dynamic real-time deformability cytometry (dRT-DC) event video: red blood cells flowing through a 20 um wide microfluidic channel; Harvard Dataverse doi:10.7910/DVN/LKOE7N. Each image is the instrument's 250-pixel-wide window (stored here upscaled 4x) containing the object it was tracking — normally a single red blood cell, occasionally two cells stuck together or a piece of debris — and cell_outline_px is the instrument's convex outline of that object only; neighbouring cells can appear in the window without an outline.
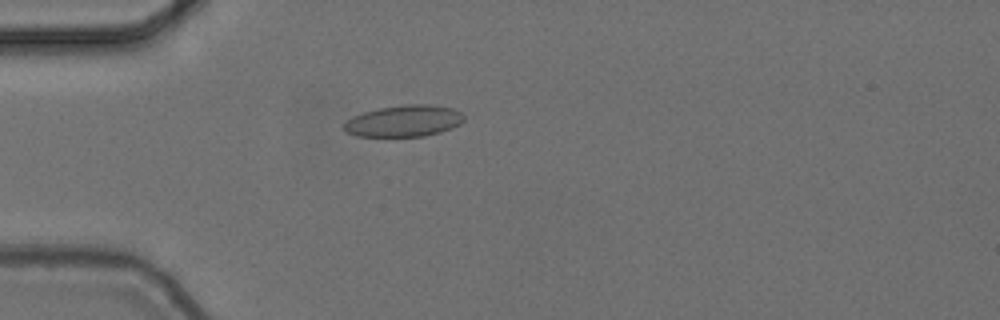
{"species": "common noctule bat (a hibernating species)", "species_latin": "Nyctalus noctula", "temperature_condition": "cold", "stored_images_in_passage": 51, "camera_frame_rate_fps": 3000, "um_per_image_px": 0.085, "animal": {"sex": "female", "body_mass_g": 24.6, "forearm_length_mm": 56.2}, "frame": {"image": 1, "passage_image": 11, "time_ms": 3.333, "image_size_px": [1000, 320], "cell_outline_px": [[464, 120], [460, 124], [452, 128], [440, 132], [424, 136], [356, 136], [348, 132], [344, 128], [344, 124], [352, 116], [364, 112], [380, 108], [404, 104], [428, 104], [452, 108], [460, 112], [464, 116]], "centroid_in_image_um": [34.36, 10.28], "position_along_channel_um": 50.6, "area_um2": 21.91}}
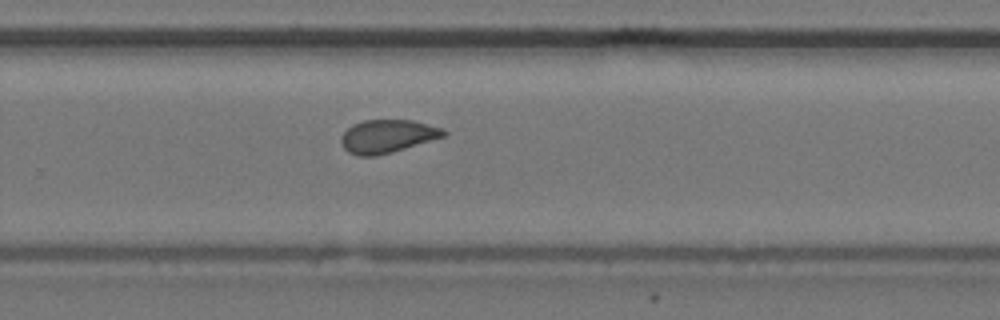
{"frame": {"image": 2, "passage_image": 32, "time_ms": 10.333, "image_size_px": [1000, 320], "cell_outline_px": [[448, 136], [392, 152], [376, 156], [356, 156], [348, 152], [344, 148], [340, 140], [340, 136], [352, 124], [364, 120], [412, 120], [444, 128], [448, 132]], "centroid_in_image_um": [32.96, 11.58], "position_along_channel_um": 296.8, "area_um2": 20.11}}
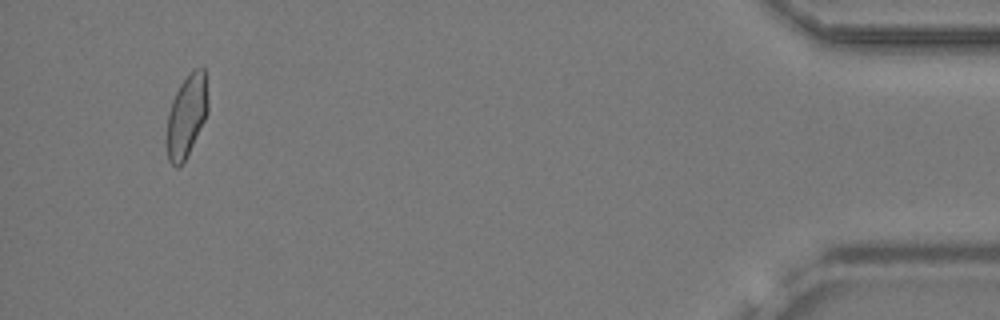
{"frame": {"image": 3, "passage_image": 48, "time_ms": 15.667, "image_size_px": [1000, 320], "cell_outline_px": [[208, 112], [180, 168], [176, 168], [168, 160], [168, 112], [172, 100], [180, 84], [192, 68], [204, 68], [208, 100]], "centroid_in_image_um": [15.87, 9.8], "position_along_channel_um": 419.3, "area_um2": 19.36}, "authors_computed_cell_mechanics": {"area_um2": 20.23, "velocity_mm_per_s": 3.6956, "shape_relaxation_time_tau1_ms": null, "shape_relaxation_time_tau2_ms": 1.6041, "deformation_change_tau1": null, "deformation_change_tau2": 0.0786}}